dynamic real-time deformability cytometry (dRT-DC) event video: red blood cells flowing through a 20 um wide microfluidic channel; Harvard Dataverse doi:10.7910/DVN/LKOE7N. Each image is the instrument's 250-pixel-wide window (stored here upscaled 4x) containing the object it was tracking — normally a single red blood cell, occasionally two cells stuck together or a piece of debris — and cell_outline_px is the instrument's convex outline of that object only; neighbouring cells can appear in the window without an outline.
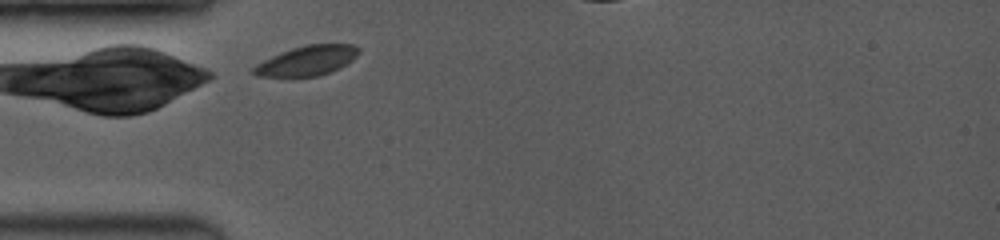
{"species": "common noctule bat (a hibernating species)", "species_latin": "Nyctalus noctula", "temperature_condition": "room temperature", "stored_images_in_passage": 3, "camera_frame_rate_fps": 3500, "um_per_image_px": 0.085, "animal": {"sex": "female", "body_mass_g": 19.0, "forearm_length_mm": 53.3}, "frame": {"image": 1, "passage_image": 1, "time_ms": 0.0, "image_size_px": [1000, 240], "cell_outline_px": [[360, 52], [352, 60], [328, 72], [316, 76], [256, 76], [252, 72], [252, 68], [256, 64], [280, 52], [304, 44], [352, 44], [360, 48]], "centroid_in_image_um": [26.08, 5.13], "position_along_channel_um": 58.9, "area_um2": 17.98}}